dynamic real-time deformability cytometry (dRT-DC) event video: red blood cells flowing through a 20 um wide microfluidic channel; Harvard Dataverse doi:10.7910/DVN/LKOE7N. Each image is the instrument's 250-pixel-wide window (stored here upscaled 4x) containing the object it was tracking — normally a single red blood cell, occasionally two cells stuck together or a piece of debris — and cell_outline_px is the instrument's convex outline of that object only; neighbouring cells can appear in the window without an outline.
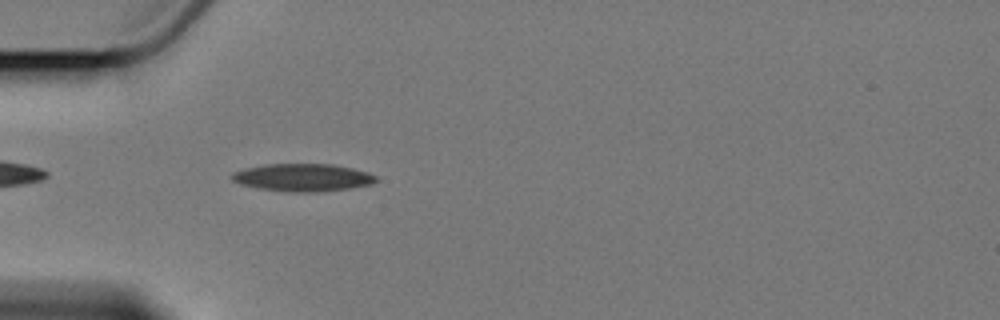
{"species": "Egyptian fruit bat (a non-hibernating species)", "species_latin": "Rousettus aegyptiacus", "temperature_condition": "cold", "stored_images_in_passage": 5, "camera_frame_rate_fps": 3000, "um_per_image_px": 0.085, "animal": {"sex": "female"}, "frame": {"image": 1, "passage_image": 5, "time_ms": 5.0, "image_size_px": [1000, 320], "cell_outline_px": [[376, 180], [372, 184], [352, 188], [316, 192], [292, 192], [260, 188], [240, 184], [232, 180], [228, 176], [232, 172], [244, 168], [264, 164], [332, 164], [352, 168], [368, 172], [376, 176]], "centroid_in_image_um": [25.71, 15.08], "position_along_channel_um": 59.3, "area_um2": 23.29}}